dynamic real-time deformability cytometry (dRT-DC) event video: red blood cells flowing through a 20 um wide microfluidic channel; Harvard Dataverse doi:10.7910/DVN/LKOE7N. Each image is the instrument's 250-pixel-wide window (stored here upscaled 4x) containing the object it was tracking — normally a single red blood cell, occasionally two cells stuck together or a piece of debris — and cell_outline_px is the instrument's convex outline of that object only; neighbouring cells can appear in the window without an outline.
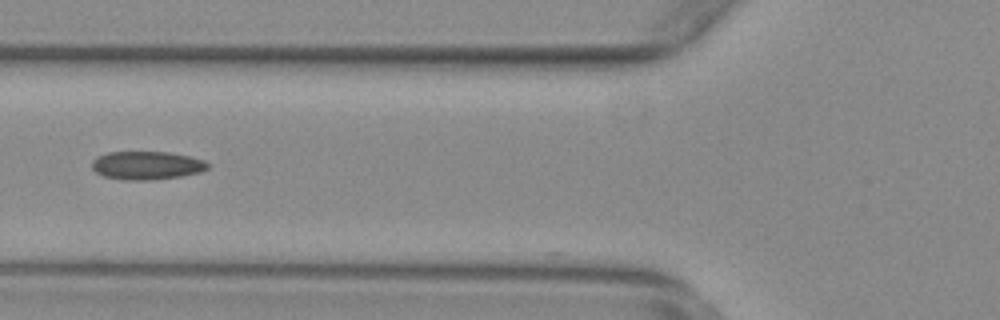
{"species": "common noctule bat (a hibernating species)", "species_latin": "Nyctalus noctula", "temperature_condition": "warm", "stored_images_in_passage": 36, "camera_frame_rate_fps": 3000, "um_per_image_px": 0.085, "animal": {"sex": "female", "body_mass_g": 29.2, "forearm_length_mm": 56.3}, "frame": {"image": 1, "passage_image": 3, "time_ms": 0.667, "image_size_px": [1000, 320], "cell_outline_px": [[212, 164], [208, 168], [200, 172], [180, 176], [152, 180], [124, 180], [104, 176], [96, 172], [92, 168], [92, 160], [96, 156], [108, 152], [168, 152], [188, 156], [204, 160]], "centroid_in_image_um": [12.47, 14.06], "position_along_channel_um": 113.3, "area_um2": 19.19}}
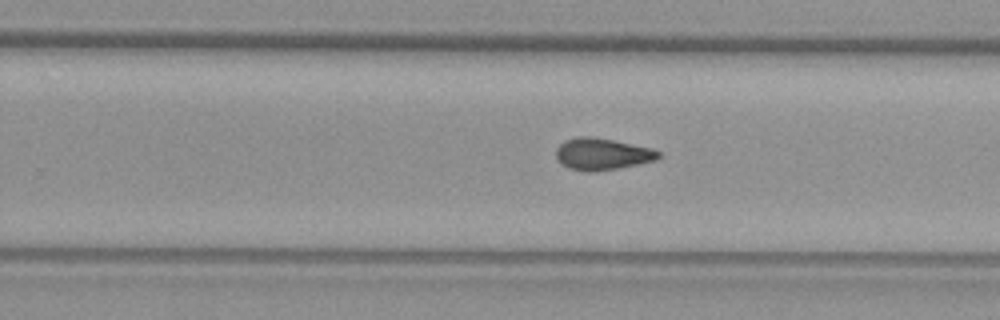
{"frame": {"image": 2, "passage_image": 16, "time_ms": 5.0, "image_size_px": [1000, 320], "cell_outline_px": [[660, 156], [656, 160], [596, 172], [588, 172], [568, 168], [556, 156], [556, 148], [564, 140], [580, 136], [592, 136], [652, 148], [660, 152]], "centroid_in_image_um": [51.17, 13.09], "position_along_channel_um": 278.6, "area_um2": 18.79}}
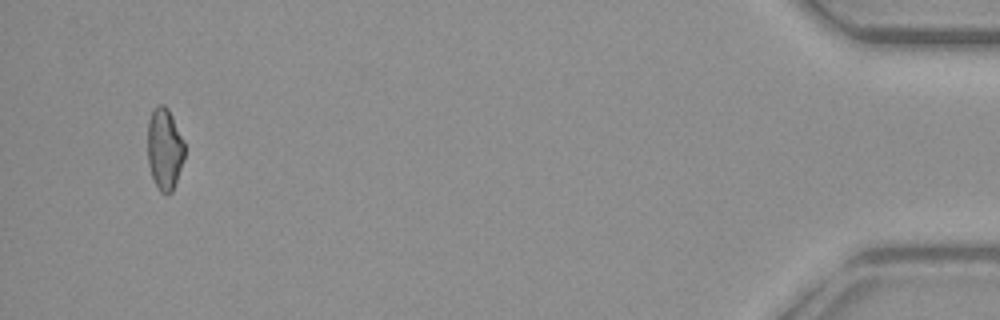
{"frame": {"image": 3, "passage_image": 34, "time_ms": 11.0, "image_size_px": [1000, 320], "cell_outline_px": [[184, 160], [172, 192], [168, 196], [160, 192], [156, 188], [148, 164], [148, 120], [156, 104], [164, 104], [168, 108], [172, 116], [184, 144]], "centroid_in_image_um": [13.97, 12.69], "position_along_channel_um": 421.2, "area_um2": 17.69}, "authors_computed_cell_mechanics": {"area_um2": 18.1492, "velocity_mm_per_s": 3.8203, "shape_relaxation_time_tau1_ms": null, "shape_relaxation_time_tau2_ms": 1.8825, "deformation_change_tau1": null, "deformation_change_tau2": 0.0553}}